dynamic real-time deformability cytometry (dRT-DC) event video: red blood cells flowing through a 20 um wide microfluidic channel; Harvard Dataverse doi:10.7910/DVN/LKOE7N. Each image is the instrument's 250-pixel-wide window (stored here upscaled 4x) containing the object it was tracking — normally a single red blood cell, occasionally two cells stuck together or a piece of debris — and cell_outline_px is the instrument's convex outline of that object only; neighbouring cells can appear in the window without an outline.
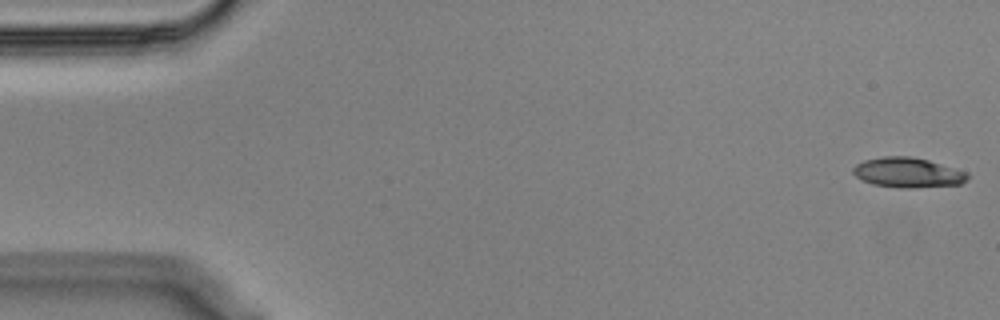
{"species": "Egyptian fruit bat (a non-hibernating species)", "species_latin": "Rousettus aegyptiacus", "temperature_condition": "cold", "stored_images_in_passage": 16, "camera_frame_rate_fps": 3000, "um_per_image_px": 0.085, "animal": {"sex": "male"}, "frame": {"image": 1, "passage_image": 1, "time_ms": 0.0, "image_size_px": [1000, 320], "cell_outline_px": [[968, 180], [960, 184], [908, 188], [872, 184], [856, 176], [852, 172], [852, 168], [856, 164], [864, 160], [884, 156], [908, 156], [928, 160], [968, 172]], "centroid_in_image_um": [77.17, 14.66], "position_along_channel_um": 7.8, "area_um2": 19.77}}
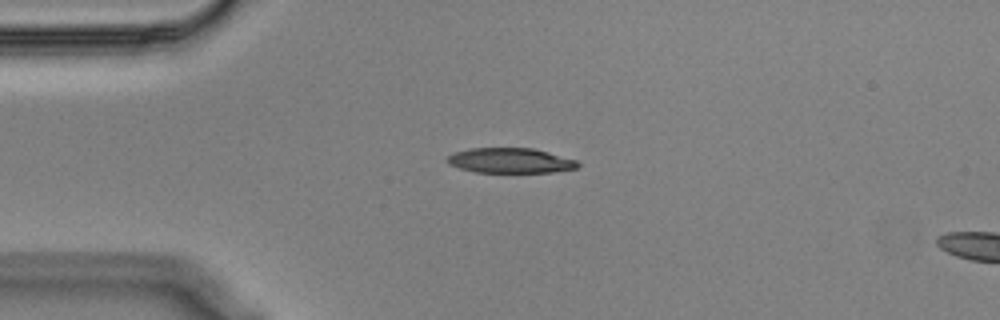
{"frame": {"image": 2, "passage_image": 13, "time_ms": 4.0, "image_size_px": [1000, 320], "cell_outline_px": [[580, 164], [576, 168], [552, 172], [476, 172], [460, 168], [448, 164], [444, 160], [452, 152], [468, 148], [532, 148], [548, 152], [576, 160]], "centroid_in_image_um": [43.31, 13.64], "position_along_channel_um": 41.7, "area_um2": 19.07}}